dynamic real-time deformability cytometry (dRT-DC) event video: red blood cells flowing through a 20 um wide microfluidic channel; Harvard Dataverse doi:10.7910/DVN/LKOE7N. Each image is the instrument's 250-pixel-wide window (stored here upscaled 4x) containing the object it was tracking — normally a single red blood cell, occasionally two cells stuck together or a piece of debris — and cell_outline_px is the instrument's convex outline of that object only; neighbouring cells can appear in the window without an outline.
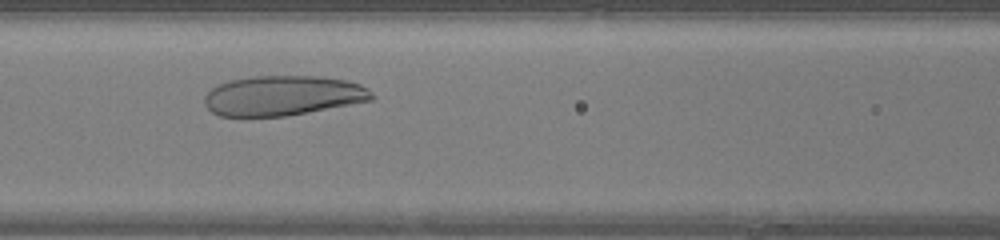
{"species": "human", "species_latin": "Homo sapiens", "temperature_condition": "warm", "stored_images_in_passage": 29, "camera_frame_rate_fps": 3000, "um_per_image_px": 0.085, "donor": {"sex": "female"}, "frame": {"image": 1, "passage_image": 11, "time_ms": 3.333, "image_size_px": [1000, 240], "cell_outline_px": [[376, 96], [372, 100], [284, 116], [220, 116], [212, 112], [204, 104], [204, 96], [212, 88], [228, 80], [256, 76], [320, 76], [348, 80], [360, 84], [368, 88]], "centroid_in_image_um": [24.05, 8.11], "position_along_channel_um": 142.5, "area_um2": 38.84}}
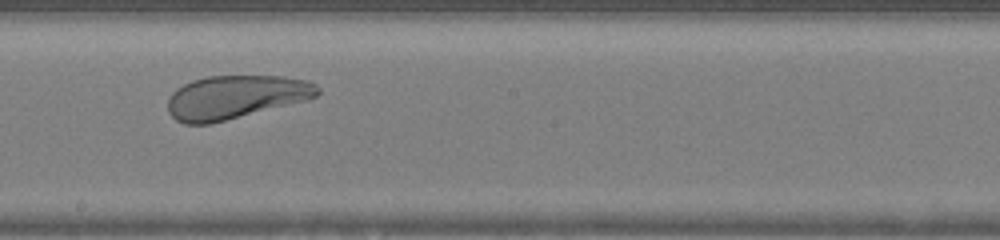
{"frame": {"image": 2, "passage_image": 17, "time_ms": 5.333, "image_size_px": [1000, 240], "cell_outline_px": [[320, 92], [316, 96], [304, 100], [208, 124], [184, 124], [176, 120], [168, 112], [168, 100], [172, 92], [176, 88], [192, 80], [208, 76], [284, 76], [308, 80], [316, 84], [320, 88]], "centroid_in_image_um": [19.99, 8.23], "position_along_channel_um": 228.2, "area_um2": 37.57}}
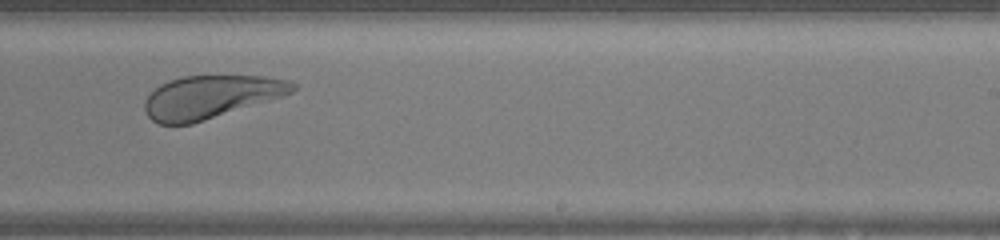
{"frame": {"image": 3, "passage_image": 20, "time_ms": 6.333, "image_size_px": [1000, 240], "cell_outline_px": [[296, 88], [292, 92], [268, 100], [192, 124], [156, 124], [148, 116], [144, 108], [144, 100], [160, 84], [168, 80], [184, 76], [260, 76], [288, 80], [296, 84]], "centroid_in_image_um": [17.85, 8.23], "position_along_channel_um": 271.1, "area_um2": 36.53}, "authors_computed_cell_mechanics": {"area_um2": 39.3618, "velocity_mm_per_s": 4.2925, "shape_relaxation_time_tau1_ms": 4.9905, "shape_relaxation_time_tau2_ms": 5.0075, "deformation_change_tau1": 0.1466, "deformation_change_tau2": 0.1727}}